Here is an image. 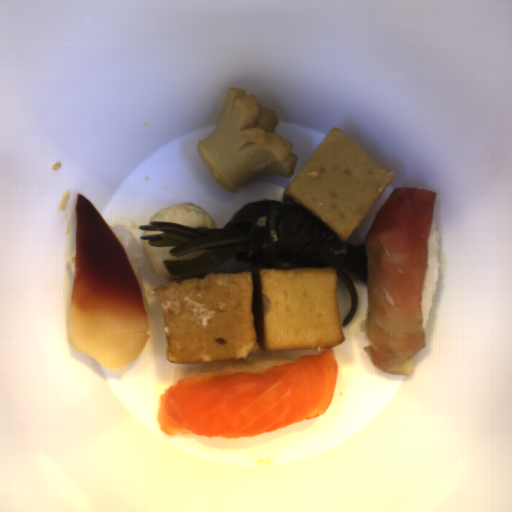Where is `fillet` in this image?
Returning <instances> with one entry per match:
<instances>
[{
  "mask_svg": "<svg viewBox=\"0 0 512 512\" xmlns=\"http://www.w3.org/2000/svg\"><path fill=\"white\" fill-rule=\"evenodd\" d=\"M338 370L330 346L260 372L183 377L160 394L156 422L167 436L240 439L279 431L327 413Z\"/></svg>",
  "mask_w": 512,
  "mask_h": 512,
  "instance_id": "fillet-1",
  "label": "fillet"
},
{
  "mask_svg": "<svg viewBox=\"0 0 512 512\" xmlns=\"http://www.w3.org/2000/svg\"><path fill=\"white\" fill-rule=\"evenodd\" d=\"M436 191L395 187L374 216L363 249L367 315L359 328L372 365L411 376L427 344L422 302Z\"/></svg>",
  "mask_w": 512,
  "mask_h": 512,
  "instance_id": "fillet-2",
  "label": "fillet"
},
{
  "mask_svg": "<svg viewBox=\"0 0 512 512\" xmlns=\"http://www.w3.org/2000/svg\"><path fill=\"white\" fill-rule=\"evenodd\" d=\"M73 283L66 306V338L112 377L137 362L150 321L135 270L98 207L76 193Z\"/></svg>",
  "mask_w": 512,
  "mask_h": 512,
  "instance_id": "fillet-3",
  "label": "fillet"
}]
</instances>
